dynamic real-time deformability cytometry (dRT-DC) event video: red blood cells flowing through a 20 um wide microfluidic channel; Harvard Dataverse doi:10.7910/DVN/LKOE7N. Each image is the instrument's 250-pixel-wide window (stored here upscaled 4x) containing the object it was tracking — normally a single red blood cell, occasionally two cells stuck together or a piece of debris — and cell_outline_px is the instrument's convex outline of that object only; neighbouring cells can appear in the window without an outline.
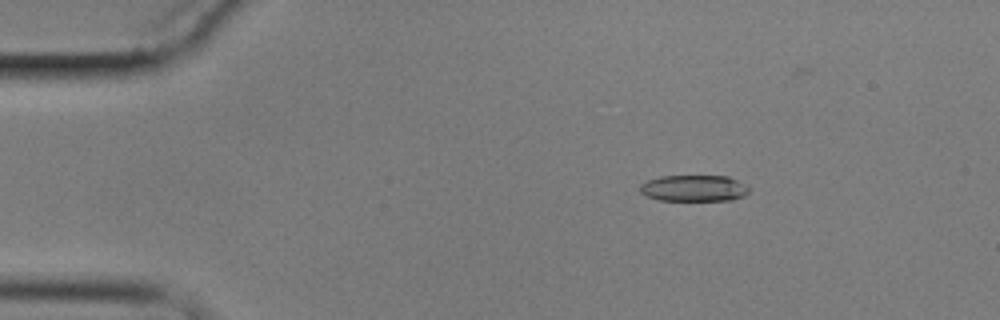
{"species": "common noctule bat (a hibernating species)", "species_latin": "Nyctalus noctula", "temperature_condition": "cold", "stored_images_in_passage": 3, "camera_frame_rate_fps": 3000, "um_per_image_px": 0.085, "animal": {"sex": "male", "body_mass_g": 17.9}, "frame": {"image": 1, "passage_image": 1, "time_ms": 0.0, "image_size_px": [1000, 320], "cell_outline_px": [[752, 188], [744, 196], [732, 200], [660, 200], [644, 196], [640, 192], [640, 184], [648, 180], [660, 176], [728, 176]], "centroid_in_image_um": [58.98, 16.0], "position_along_channel_um": 26.0, "area_um2": 16.82}}